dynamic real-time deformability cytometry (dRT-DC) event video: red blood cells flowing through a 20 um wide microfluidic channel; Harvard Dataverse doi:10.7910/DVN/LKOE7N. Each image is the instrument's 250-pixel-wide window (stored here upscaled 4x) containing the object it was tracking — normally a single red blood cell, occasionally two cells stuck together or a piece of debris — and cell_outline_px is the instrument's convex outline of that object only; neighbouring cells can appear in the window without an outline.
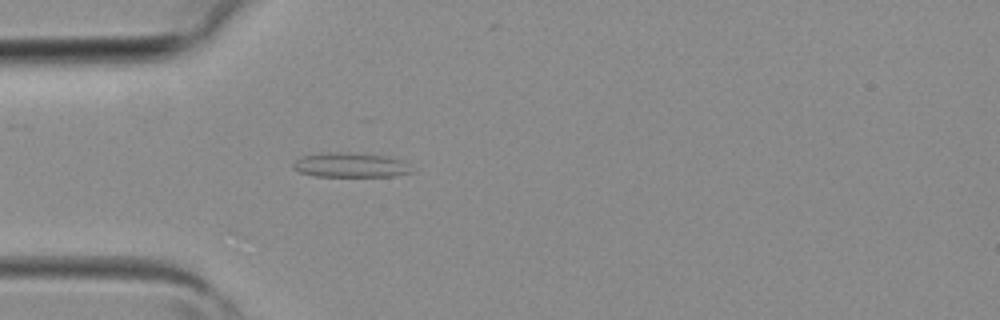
{"species": "common noctule bat (a hibernating species)", "species_latin": "Nyctalus noctula", "temperature_condition": "room temperature", "stored_images_in_passage": 2, "camera_frame_rate_fps": 3000, "um_per_image_px": 0.085, "animal": {"sex": "female", "body_mass_g": 19.3, "forearm_length_mm": 54.1}, "frame": {"image": 1, "passage_image": 2, "time_ms": 0.333, "image_size_px": [1000, 320], "cell_outline_px": [[416, 172], [392, 176], [316, 176], [300, 172], [292, 168], [292, 164], [296, 160], [304, 156], [320, 152], [348, 152], [388, 156], [400, 160]], "centroid_in_image_um": [29.78, 14.02], "position_along_channel_um": 55.2, "area_um2": 16.99}}